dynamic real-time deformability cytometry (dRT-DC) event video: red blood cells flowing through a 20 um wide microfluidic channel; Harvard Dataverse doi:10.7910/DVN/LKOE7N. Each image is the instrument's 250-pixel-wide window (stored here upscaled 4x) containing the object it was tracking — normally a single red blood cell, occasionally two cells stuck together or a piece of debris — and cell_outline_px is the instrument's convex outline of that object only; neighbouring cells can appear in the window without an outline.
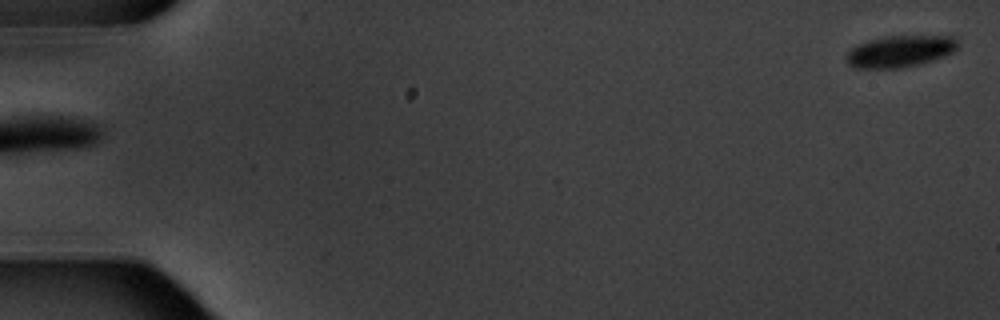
{"species": "common noctule bat (a hibernating species)", "species_latin": "Nyctalus noctula", "temperature_condition": "warm", "stored_images_in_passage": 6, "segment_of_instrument_passage": [2, 2], "camera_frame_rate_fps": 3000, "um_per_image_px": 0.085, "animal": {"sex": "male", "body_mass_g": 20.1, "forearm_length_mm": 53.5}, "frame": {"image": 1, "passage_image": 6, "time_ms": 5.667, "image_size_px": [1000, 320], "cell_outline_px": [[960, 44], [952, 52], [944, 56], [920, 64], [904, 68], [856, 68], [848, 64], [848, 52], [852, 48], [868, 40], [888, 36], [952, 36]], "centroid_in_image_um": [76.53, 4.36], "position_along_channel_um": 8.5, "area_um2": 20.35}}